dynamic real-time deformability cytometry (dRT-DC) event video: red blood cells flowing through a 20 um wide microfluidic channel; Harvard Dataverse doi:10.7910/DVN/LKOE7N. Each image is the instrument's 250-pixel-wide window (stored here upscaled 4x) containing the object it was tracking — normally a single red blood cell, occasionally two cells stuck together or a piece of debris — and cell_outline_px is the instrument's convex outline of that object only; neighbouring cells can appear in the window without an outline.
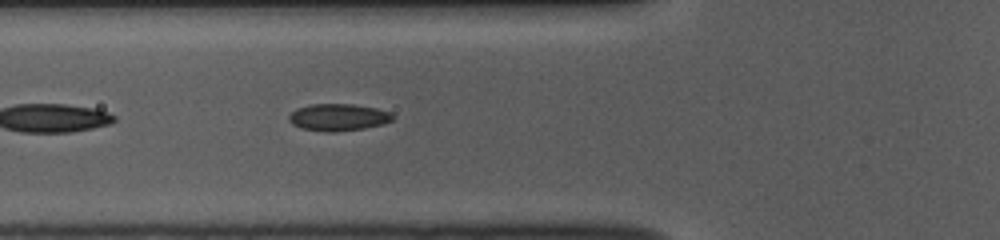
{"species": "common noctule bat (a hibernating species)", "species_latin": "Nyctalus noctula", "temperature_condition": "room temperature", "stored_images_in_passage": 35, "camera_frame_rate_fps": 3000, "um_per_image_px": 0.085, "animal": {"sex": "female", "body_mass_g": 10.0, "forearm_length_mm": 53.1}, "frame": {"image": 1, "passage_image": 5, "time_ms": 1.333, "image_size_px": [1000, 240], "cell_outline_px": [[396, 116], [392, 120], [384, 124], [364, 128], [336, 132], [328, 132], [300, 128], [292, 124], [288, 120], [288, 116], [296, 108], [312, 104], [352, 104], [376, 108], [392, 112]], "centroid_in_image_um": [28.77, 9.97], "position_along_channel_um": 97.0, "area_um2": 16.53}}
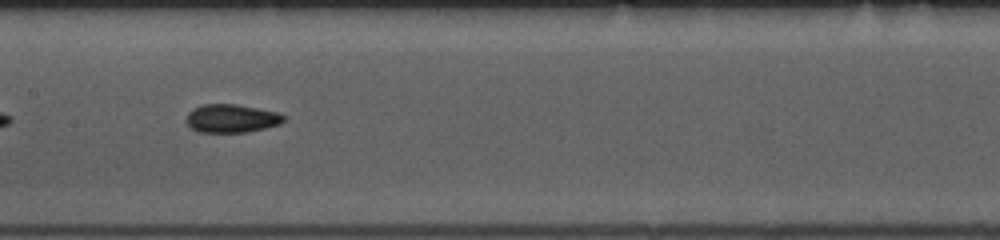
{"frame": {"image": 2, "passage_image": 12, "time_ms": 3.667, "image_size_px": [1000, 240], "cell_outline_px": [[284, 120], [280, 124], [264, 128], [244, 132], [200, 132], [192, 128], [184, 120], [188, 112], [192, 108], [200, 104], [236, 104], [280, 112], [284, 116]], "centroid_in_image_um": [19.65, 10.05], "position_along_channel_um": 187.8, "area_um2": 16.18}}
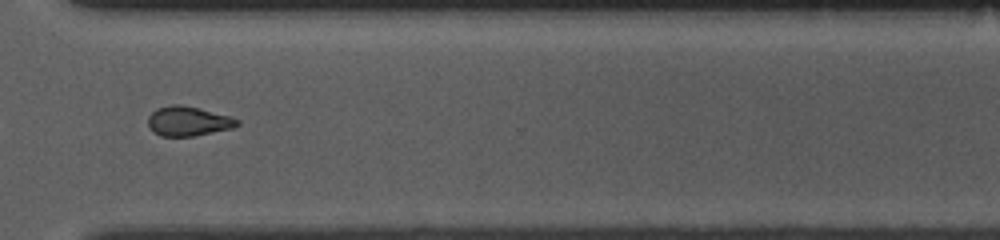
{"frame": {"image": 3, "passage_image": 25, "time_ms": 8.0, "image_size_px": [1000, 240], "cell_outline_px": [[240, 124], [232, 128], [192, 136], [160, 136], [148, 128], [148, 116], [156, 108], [172, 104], [180, 104], [200, 108], [232, 116], [240, 120]], "centroid_in_image_um": [15.99, 10.28], "position_along_channel_um": 354.6, "area_um2": 15.55}}